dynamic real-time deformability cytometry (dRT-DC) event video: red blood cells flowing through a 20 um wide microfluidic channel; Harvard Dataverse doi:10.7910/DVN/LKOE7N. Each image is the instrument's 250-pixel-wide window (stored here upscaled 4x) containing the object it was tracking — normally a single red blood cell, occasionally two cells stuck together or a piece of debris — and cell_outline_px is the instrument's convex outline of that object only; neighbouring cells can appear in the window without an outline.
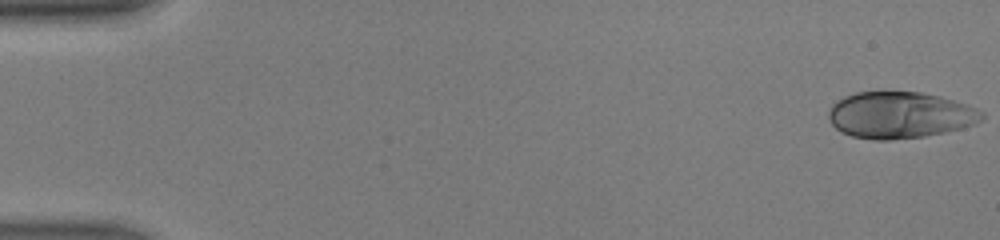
{"species": "human", "species_latin": "Homo sapiens", "temperature_condition": "warm", "stored_images_in_passage": 46, "camera_frame_rate_fps": 3000, "um_per_image_px": 0.085, "donor": {"sex": "male"}, "frame": {"image": 1, "passage_image": 1, "time_ms": 0.0, "image_size_px": [1000, 240], "cell_outline_px": [[984, 120], [976, 124], [944, 132], [924, 136], [888, 140], [876, 140], [852, 136], [840, 132], [832, 124], [828, 116], [828, 112], [832, 104], [836, 100], [844, 96], [856, 92], [920, 92], [940, 96], [968, 104], [984, 112]], "centroid_in_image_um": [76.5, 9.77], "position_along_channel_um": 8.5, "area_um2": 41.73}}
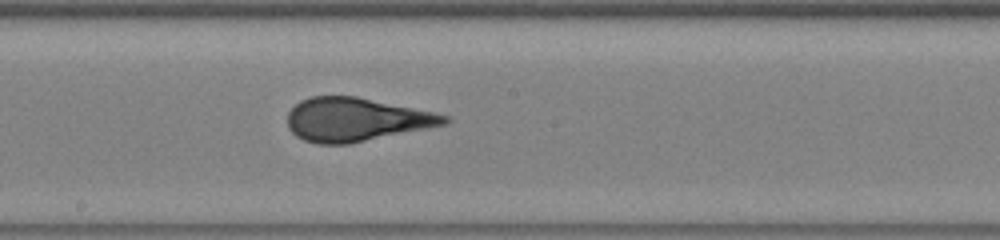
{"frame": {"image": 2, "passage_image": 26, "time_ms": 8.333, "image_size_px": [1000, 240], "cell_outline_px": [[452, 120], [448, 124], [348, 144], [316, 144], [304, 140], [296, 136], [288, 128], [288, 112], [300, 100], [312, 96], [356, 96], [452, 116]], "centroid_in_image_um": [30.27, 10.16], "position_along_channel_um": 217.9, "area_um2": 39.82}}
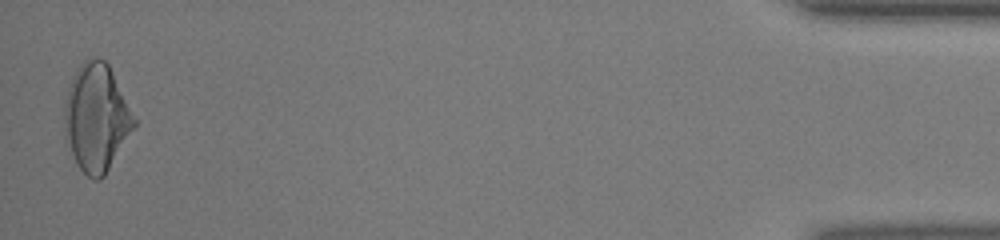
{"frame": {"image": 3, "passage_image": 46, "time_ms": 15.0, "image_size_px": [1000, 240], "cell_outline_px": [[136, 124], [104, 176], [100, 180], [96, 180], [88, 176], [76, 164], [64, 136], [64, 104], [68, 88], [72, 76], [80, 64], [84, 60], [92, 56], [96, 56], [104, 60], [108, 64], [136, 120]], "centroid_in_image_um": [8.16, 9.99], "position_along_channel_um": 427.0, "area_um2": 43.35}, "authors_computed_cell_mechanics": {"area_um2": 40.0843, "velocity_mm_per_s": 4.4492, "shape_relaxation_time_tau1_ms": 6.5212, "shape_relaxation_time_tau2_ms": null, "deformation_change_tau1": 0.2634, "deformation_change_tau2": null}}